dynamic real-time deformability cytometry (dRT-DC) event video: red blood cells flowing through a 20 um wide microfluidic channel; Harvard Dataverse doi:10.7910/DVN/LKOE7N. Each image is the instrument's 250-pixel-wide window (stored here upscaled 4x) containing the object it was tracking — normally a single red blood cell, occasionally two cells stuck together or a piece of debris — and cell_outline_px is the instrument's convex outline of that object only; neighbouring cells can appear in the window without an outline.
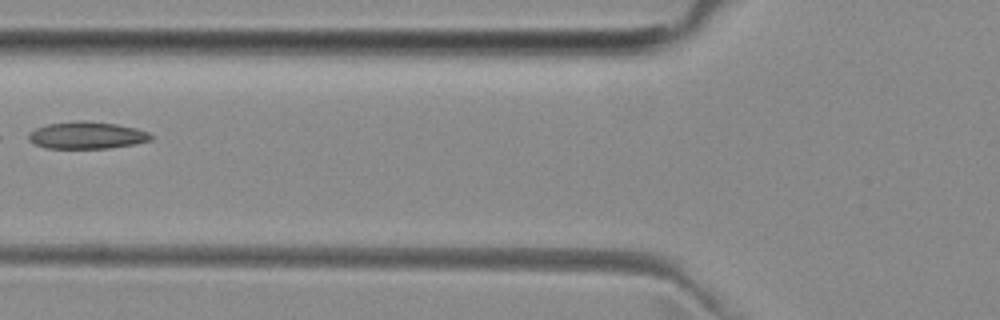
{"species": "common noctule bat (a hibernating species)", "species_latin": "Nyctalus noctula", "temperature_condition": "room temperature", "stored_images_in_passage": 6, "camera_frame_rate_fps": 3000, "um_per_image_px": 0.085, "animal": {"sex": "female", "body_mass_g": 29.2, "forearm_length_mm": 56.3}, "frame": {"image": 1, "passage_image": 5, "time_ms": 4.667, "image_size_px": [1000, 320], "cell_outline_px": [[152, 140], [136, 144], [112, 148], [44, 148], [28, 140], [28, 132], [36, 128], [48, 124], [80, 120], [88, 120], [116, 124], [136, 128], [148, 132], [152, 136]], "centroid_in_image_um": [7.39, 11.5], "position_along_channel_um": 118.4, "area_um2": 19.48}}
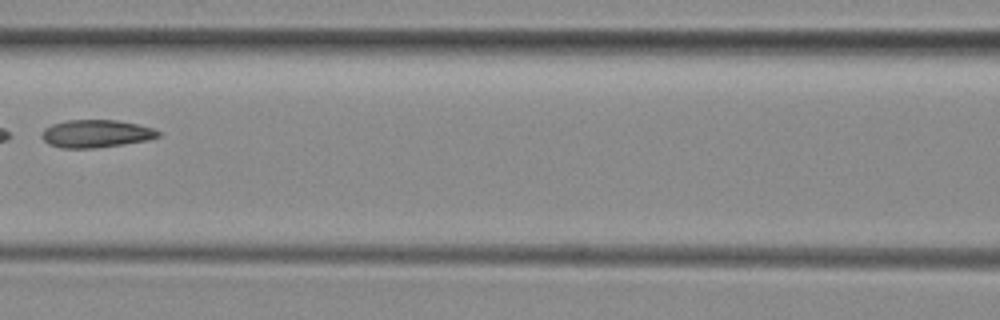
{"frame": {"image": 2, "passage_image": 6, "time_ms": 5.667, "image_size_px": [1000, 320], "cell_outline_px": [[160, 136], [148, 140], [124, 144], [96, 148], [60, 148], [48, 144], [40, 136], [44, 128], [52, 124], [68, 120], [116, 120], [136, 124], [152, 128], [160, 132]], "centroid_in_image_um": [8.13, 11.37], "position_along_channel_um": 158.5, "area_um2": 18.84}}